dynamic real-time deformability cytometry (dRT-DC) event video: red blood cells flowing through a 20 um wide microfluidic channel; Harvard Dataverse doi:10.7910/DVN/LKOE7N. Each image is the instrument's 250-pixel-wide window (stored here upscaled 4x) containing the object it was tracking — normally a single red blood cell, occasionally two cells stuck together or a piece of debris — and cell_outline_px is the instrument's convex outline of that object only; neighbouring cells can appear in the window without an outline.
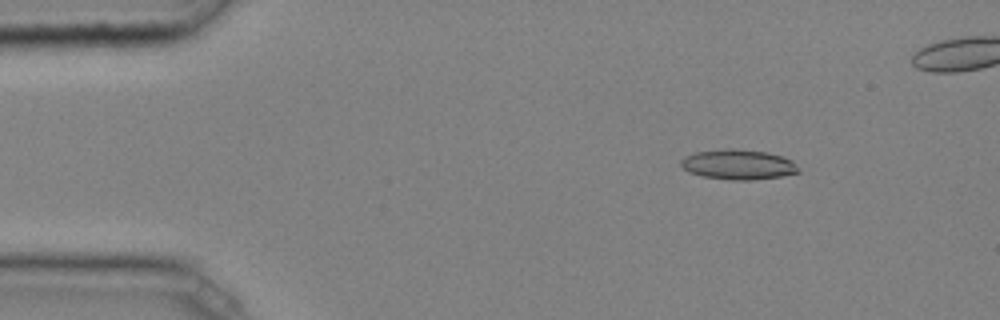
{"species": "common noctule bat (a hibernating species)", "species_latin": "Nyctalus noctula", "temperature_condition": "cold", "stored_images_in_passage": 46, "camera_frame_rate_fps": 3000, "um_per_image_px": 0.085, "animal": {"sex": "male", "body_mass_g": 20.4}, "frame": {"image": 1, "passage_image": 7, "time_ms": 2.0, "image_size_px": [1000, 320], "cell_outline_px": [[800, 172], [780, 176], [752, 180], [732, 180], [704, 176], [688, 172], [680, 164], [680, 160], [684, 156], [696, 152], [728, 148], [732, 148], [768, 152], [784, 156], [792, 160]], "centroid_in_image_um": [62.74, 13.97], "position_along_channel_um": 22.3, "area_um2": 20.58}}
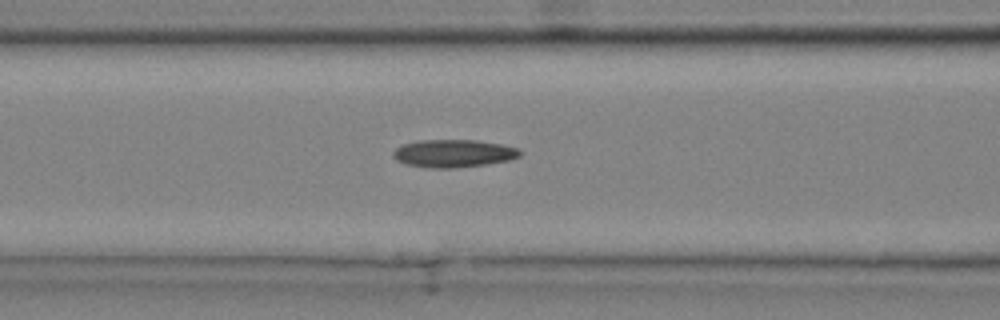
{"frame": {"image": 2, "passage_image": 20, "time_ms": 6.333, "image_size_px": [1000, 320], "cell_outline_px": [[520, 156], [508, 160], [484, 164], [452, 168], [432, 168], [404, 164], [396, 160], [392, 156], [392, 152], [396, 148], [404, 144], [420, 140], [476, 140], [500, 144], [520, 148]], "centroid_in_image_um": [38.52, 13.03], "position_along_channel_um": 128.1, "area_um2": 20.4}}